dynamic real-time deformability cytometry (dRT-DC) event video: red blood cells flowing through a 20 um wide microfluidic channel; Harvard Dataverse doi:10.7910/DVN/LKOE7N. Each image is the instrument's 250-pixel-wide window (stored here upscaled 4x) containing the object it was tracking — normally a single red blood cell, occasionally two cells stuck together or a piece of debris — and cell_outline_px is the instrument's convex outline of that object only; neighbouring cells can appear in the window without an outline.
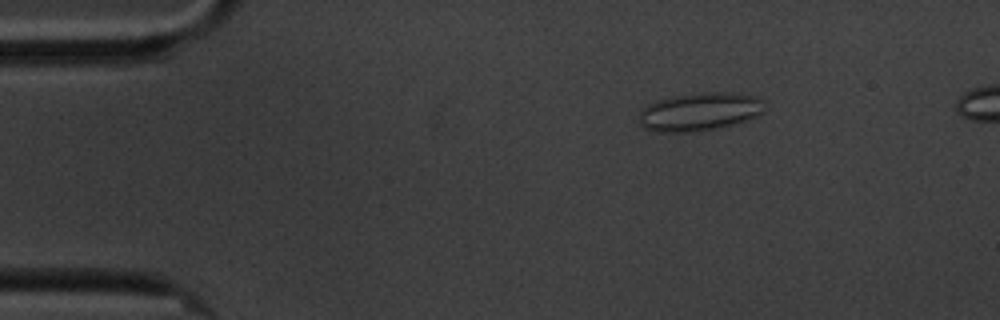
{"species": "common noctule bat (a hibernating species)", "species_latin": "Nyctalus noctula", "temperature_condition": "cold", "stored_images_in_passage": 49, "camera_frame_rate_fps": 3000, "um_per_image_px": 0.085, "animal": {"sex": "male", "body_mass_g": 20.1, "forearm_length_mm": 53.5}, "frame": {"image": 1, "passage_image": 1, "time_ms": 0.0, "image_size_px": [1000, 320], "cell_outline_px": [[764, 112], [748, 120], [716, 128], [688, 132], [656, 132], [644, 128], [640, 124], [640, 112], [648, 104], [656, 100], [672, 96], [696, 92], [724, 92], [752, 96], [760, 100]], "centroid_in_image_um": [59.41, 9.49], "position_along_channel_um": 25.6, "area_um2": 27.69}}
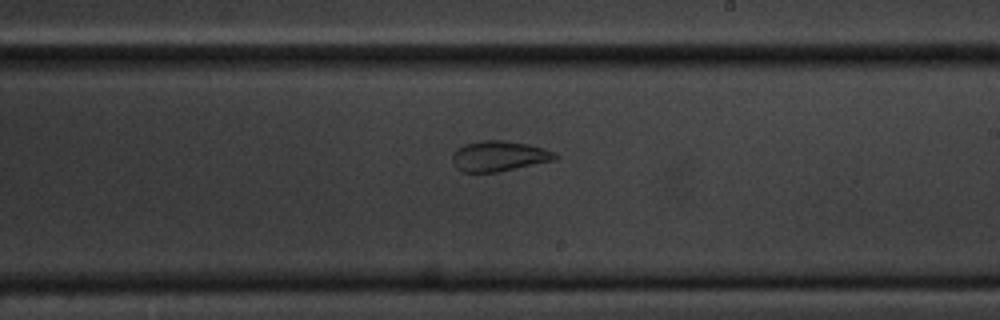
{"frame": {"image": 2, "passage_image": 26, "time_ms": 8.333, "image_size_px": [1000, 320], "cell_outline_px": [[560, 156], [556, 160], [496, 172], [460, 172], [456, 168], [452, 160], [452, 156], [464, 144], [480, 140], [504, 140], [528, 144], [552, 152]], "centroid_in_image_um": [42.4, 13.27], "position_along_channel_um": 246.6, "area_um2": 18.03}}
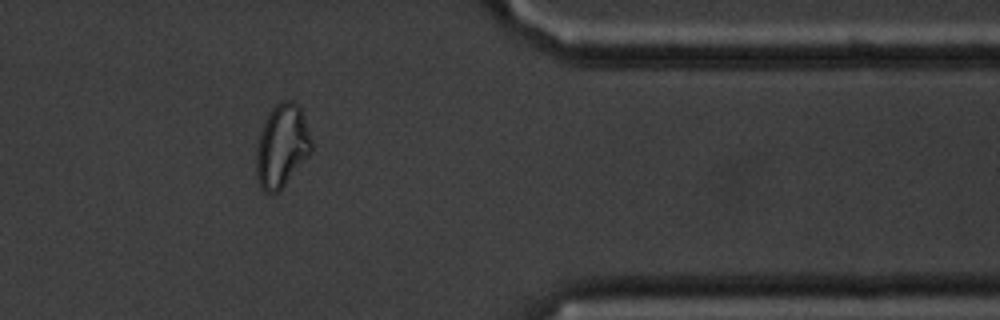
{"frame": {"image": 3, "passage_image": 40, "time_ms": 13.0, "image_size_px": [1000, 320], "cell_outline_px": [[312, 152], [284, 184], [272, 196], [264, 192], [260, 188], [256, 180], [256, 148], [260, 132], [272, 108], [280, 100], [292, 100], [300, 108], [312, 144]], "centroid_in_image_um": [23.92, 12.44], "position_along_channel_um": 387.5, "area_um2": 26.41}}